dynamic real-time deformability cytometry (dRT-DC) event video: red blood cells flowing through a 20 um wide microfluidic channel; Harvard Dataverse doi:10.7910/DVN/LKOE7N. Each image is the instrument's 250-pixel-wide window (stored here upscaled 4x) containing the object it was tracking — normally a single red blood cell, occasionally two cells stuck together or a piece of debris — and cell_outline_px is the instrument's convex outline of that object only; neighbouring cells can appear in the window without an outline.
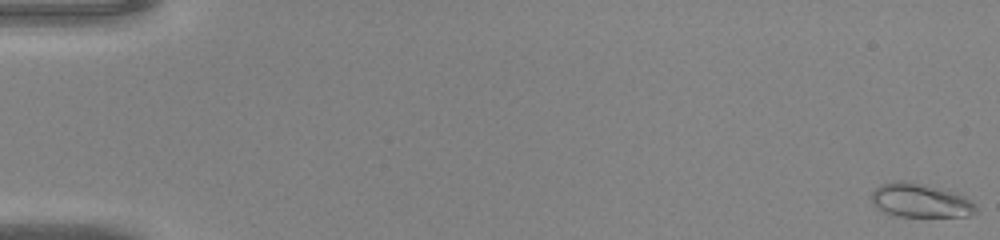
{"species": "common noctule bat (a hibernating species)", "species_latin": "Nyctalus noctula", "temperature_condition": "warm", "stored_images_in_passage": 48, "camera_frame_rate_fps": 3000, "um_per_image_px": 0.085, "animal": {"sex": "male", "body_mass_g": 20.0, "forearm_length_mm": 53.3}, "frame": {"image": 1, "passage_image": 1, "time_ms": 0.0, "image_size_px": [1000, 240], "cell_outline_px": [[976, 212], [968, 216], [896, 216], [884, 212], [876, 208], [872, 204], [872, 192], [880, 184], [896, 180], [908, 180], [960, 192], [976, 204]], "centroid_in_image_um": [78.24, 17.02], "position_along_channel_um": 6.8, "area_um2": 21.1}}
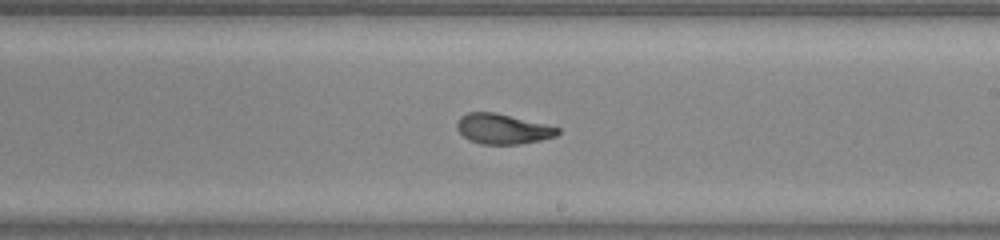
{"frame": {"image": 2, "passage_image": 29, "time_ms": 9.333, "image_size_px": [1000, 240], "cell_outline_px": [[560, 132], [556, 136], [540, 140], [520, 144], [480, 144], [468, 140], [456, 128], [456, 124], [460, 116], [468, 112], [496, 112], [560, 128]], "centroid_in_image_um": [42.7, 10.96], "position_along_channel_um": 246.3, "area_um2": 17.69}}
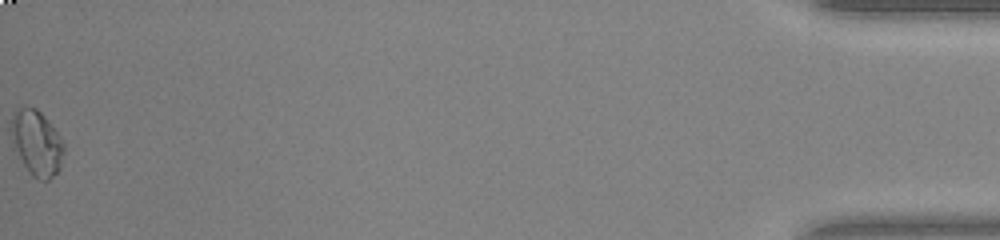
{"frame": {"image": 3, "passage_image": 48, "time_ms": 15.667, "image_size_px": [1000, 240], "cell_outline_px": [[64, 152], [60, 168], [48, 180], [40, 180], [32, 176], [24, 164], [12, 140], [12, 112], [16, 108], [36, 108], [44, 116], [60, 136], [64, 144]], "centroid_in_image_um": [3.14, 12.14], "position_along_channel_um": 432.1, "area_um2": 19.54}}